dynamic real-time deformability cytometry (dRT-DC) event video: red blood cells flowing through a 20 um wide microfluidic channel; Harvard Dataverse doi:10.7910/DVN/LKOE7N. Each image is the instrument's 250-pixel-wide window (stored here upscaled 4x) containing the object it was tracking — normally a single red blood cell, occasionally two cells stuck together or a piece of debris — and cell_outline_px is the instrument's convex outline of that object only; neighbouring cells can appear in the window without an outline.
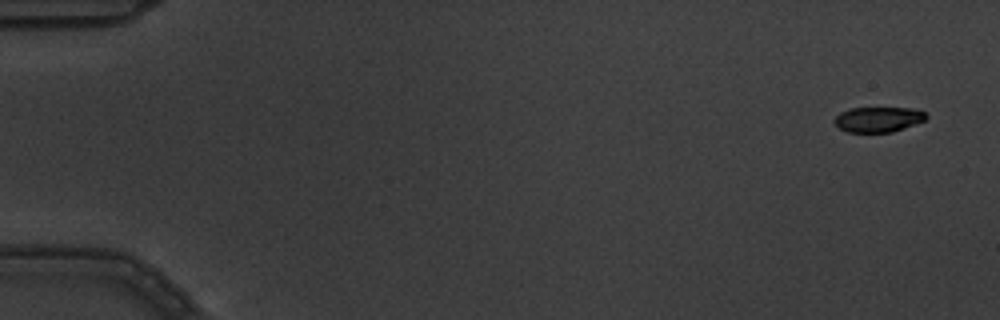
{"species": "common noctule bat (a hibernating species)", "species_latin": "Nyctalus noctula", "temperature_condition": "warm", "stored_images_in_passage": 3, "segment_of_instrument_passage": [2, 2], "camera_frame_rate_fps": 3000, "um_per_image_px": 0.085, "animal": {"sex": "male", "body_mass_g": 19.5, "forearm_length_mm": 54.6}, "frame": {"image": 1, "passage_image": 3, "time_ms": 0.667, "image_size_px": [1000, 320], "cell_outline_px": [[928, 116], [924, 120], [904, 128], [892, 132], [848, 132], [840, 128], [832, 120], [840, 112], [848, 108], [912, 108], [924, 112]], "centroid_in_image_um": [74.62, 10.14], "position_along_channel_um": 10.4, "area_um2": 13.41}}